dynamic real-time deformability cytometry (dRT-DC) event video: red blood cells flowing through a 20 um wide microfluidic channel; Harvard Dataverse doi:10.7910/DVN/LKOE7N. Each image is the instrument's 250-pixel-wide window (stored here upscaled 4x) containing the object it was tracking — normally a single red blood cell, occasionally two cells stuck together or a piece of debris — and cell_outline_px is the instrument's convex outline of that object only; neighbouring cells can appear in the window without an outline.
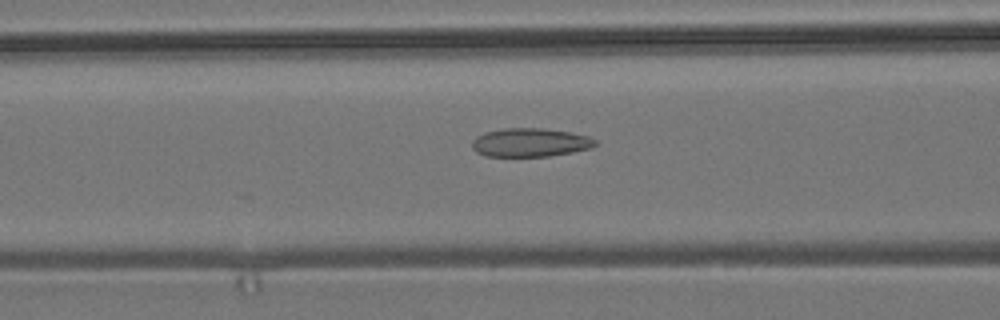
{"species": "common noctule bat (a hibernating species)", "species_latin": "Nyctalus noctula", "temperature_condition": "room temperature", "stored_images_in_passage": 17, "camera_frame_rate_fps": 3000, "um_per_image_px": 0.085, "animal": {"sex": "male", "body_mass_g": 19.2, "forearm_length_mm": 51.8}, "frame": {"image": 1, "passage_image": 9, "time_ms": 2.667, "image_size_px": [1000, 320], "cell_outline_px": [[596, 144], [592, 148], [572, 152], [548, 156], [484, 156], [476, 152], [472, 148], [472, 140], [476, 136], [484, 132], [504, 128], [544, 128], [572, 132], [588, 136], [596, 140]], "centroid_in_image_um": [45.05, 12.1], "position_along_channel_um": 121.5, "area_um2": 20.69}}
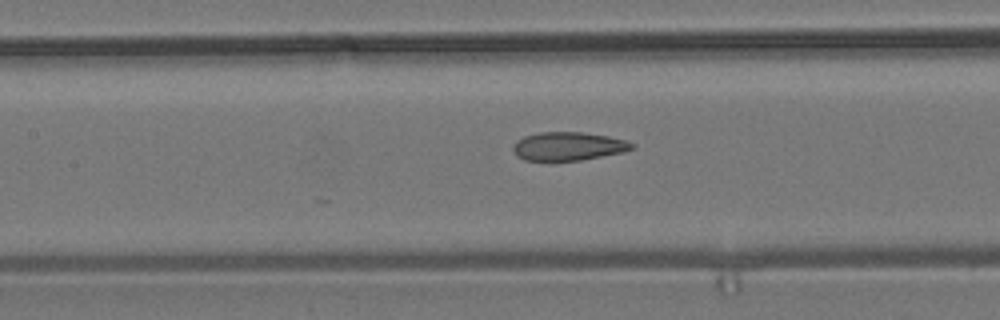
{"frame": {"image": 2, "passage_image": 12, "time_ms": 3.667, "image_size_px": [1000, 320], "cell_outline_px": [[636, 148], [624, 152], [580, 160], [524, 160], [516, 156], [512, 148], [516, 140], [524, 136], [540, 132], [584, 132], [608, 136], [624, 140], [636, 144]], "centroid_in_image_um": [48.31, 12.42], "position_along_channel_um": 159.1, "area_um2": 19.77}}
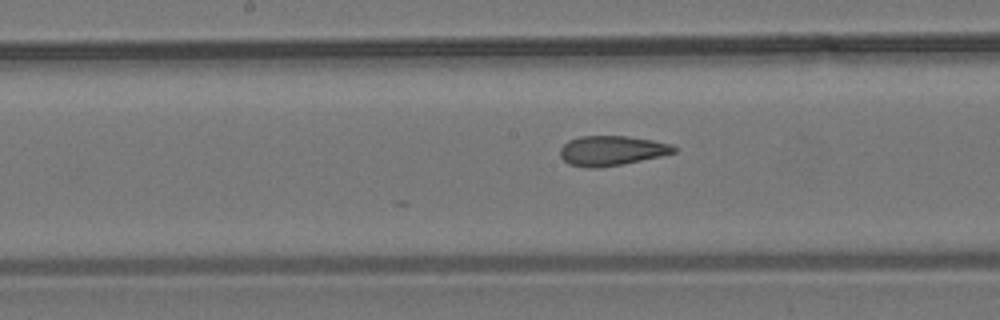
{"frame": {"image": 3, "passage_image": 15, "time_ms": 4.667, "image_size_px": [1000, 320], "cell_outline_px": [[676, 152], [660, 156], [600, 168], [584, 168], [568, 164], [560, 156], [560, 148], [568, 140], [580, 136], [628, 136], [652, 140], [672, 144], [676, 148]], "centroid_in_image_um": [51.95, 12.8], "position_along_channel_um": 196.2, "area_um2": 19.77}}